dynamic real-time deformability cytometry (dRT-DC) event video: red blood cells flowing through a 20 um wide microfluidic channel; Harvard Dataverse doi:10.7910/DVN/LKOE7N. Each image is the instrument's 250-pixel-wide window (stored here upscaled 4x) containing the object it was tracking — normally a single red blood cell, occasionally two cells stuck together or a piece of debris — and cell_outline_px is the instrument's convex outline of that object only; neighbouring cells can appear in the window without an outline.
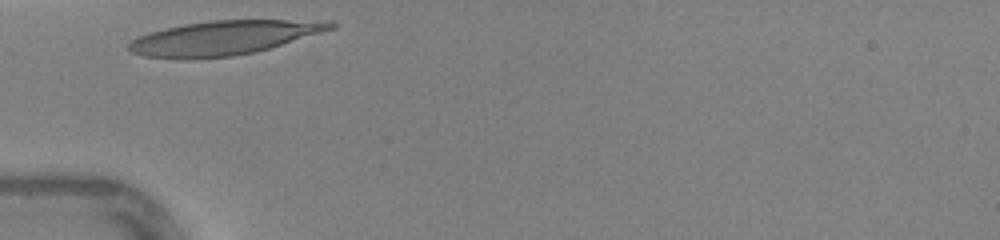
{"species": "human", "species_latin": "Homo sapiens", "temperature_condition": "warm", "stored_images_in_passage": 23, "camera_frame_rate_fps": 3000, "um_per_image_px": 0.085, "donor": {"sex": "female"}, "frame": {"image": 1, "passage_image": 1, "time_ms": 0.0, "image_size_px": [1000, 240], "cell_outline_px": [[336, 28], [256, 52], [232, 56], [188, 60], [144, 56], [132, 52], [128, 48], [128, 44], [132, 40], [148, 32], [184, 24], [212, 20], [332, 20], [336, 24]], "centroid_in_image_um": [19.04, 3.22], "position_along_channel_um": 66.0, "area_um2": 40.4}}
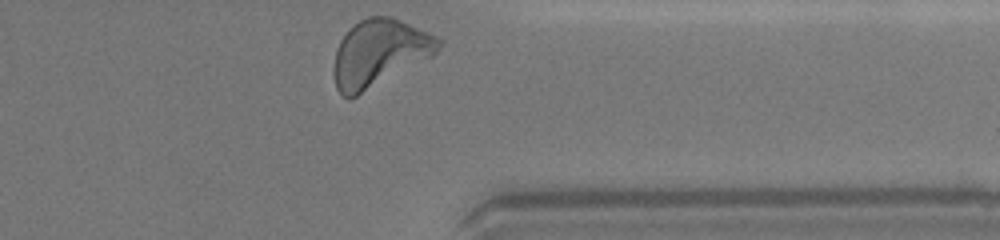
{"frame": {"image": 2, "passage_image": 23, "time_ms": 7.333, "image_size_px": [1000, 240], "cell_outline_px": [[444, 44], [432, 56], [356, 96], [344, 96], [336, 88], [332, 72], [332, 68], [336, 52], [340, 40], [348, 28], [360, 20], [368, 16], [392, 16], [436, 36], [444, 40]], "centroid_in_image_um": [32.24, 4.48], "position_along_channel_um": 379.2, "area_um2": 40.63}, "authors_computed_cell_mechanics": {"area_um2": 37.9746, "velocity_mm_per_s": 4.342, "shape_relaxation_time_tau1_ms": 2.3145, "shape_relaxation_time_tau2_ms": null, "deformation_change_tau1": 0.1677, "deformation_change_tau2": null}}